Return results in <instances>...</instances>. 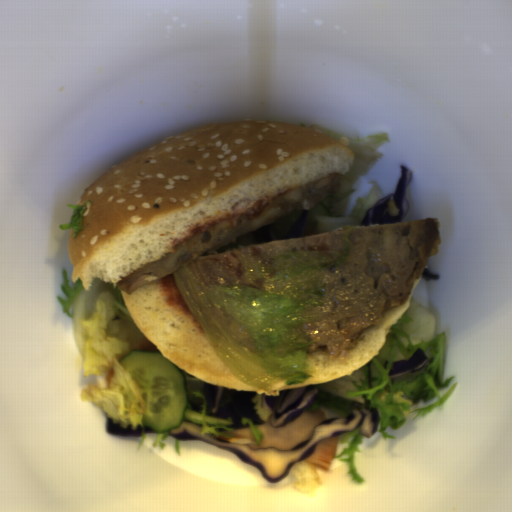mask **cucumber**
<instances>
[{
	"label": "cucumber",
	"instance_id": "obj_1",
	"mask_svg": "<svg viewBox=\"0 0 512 512\" xmlns=\"http://www.w3.org/2000/svg\"><path fill=\"white\" fill-rule=\"evenodd\" d=\"M136 383L144 404L142 423L154 432L178 428L187 409L201 410L205 384L188 380L161 351L132 349L119 361Z\"/></svg>",
	"mask_w": 512,
	"mask_h": 512
}]
</instances>
